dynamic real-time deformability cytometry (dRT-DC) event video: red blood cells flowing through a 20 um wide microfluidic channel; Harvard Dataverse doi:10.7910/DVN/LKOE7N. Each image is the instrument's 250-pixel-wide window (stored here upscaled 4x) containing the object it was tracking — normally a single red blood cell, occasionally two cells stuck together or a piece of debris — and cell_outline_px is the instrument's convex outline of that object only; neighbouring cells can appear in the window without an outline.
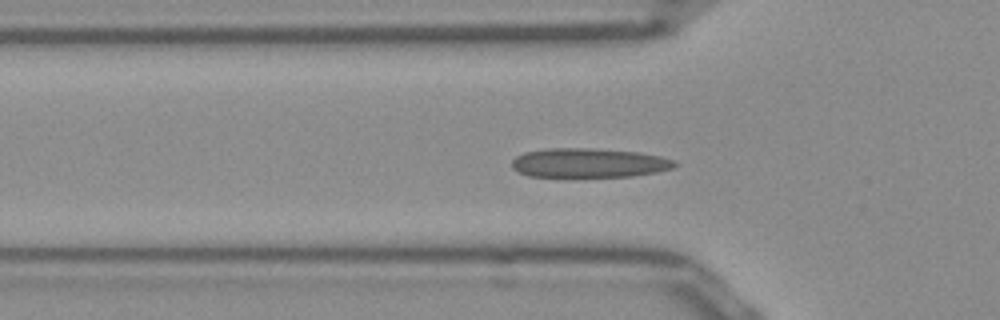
{"species": "Egyptian fruit bat (a non-hibernating species)", "species_latin": "Rousettus aegyptiacus", "temperature_condition": "room temperature", "stored_images_in_passage": 41, "camera_frame_rate_fps": 3000, "um_per_image_px": 0.085, "frame": {"image": 1, "passage_image": 5, "time_ms": 1.333, "image_size_px": [1000, 320], "cell_outline_px": [[680, 164], [676, 168], [656, 172], [632, 176], [528, 176], [512, 168], [512, 160], [516, 156], [524, 152], [548, 148], [588, 148], [640, 152], [660, 156], [676, 160]], "centroid_in_image_um": [50.11, 13.83], "position_along_channel_um": 75.7, "area_um2": 27.86}}
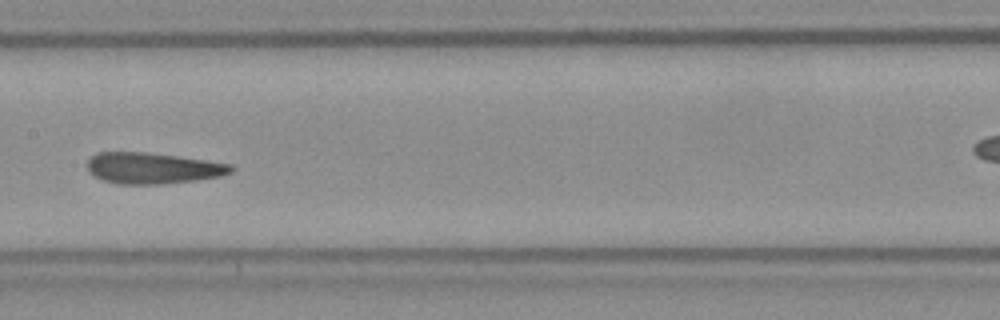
{"frame": {"image": 2, "passage_image": 14, "time_ms": 4.333, "image_size_px": [1000, 320], "cell_outline_px": [[236, 168], [232, 172], [220, 176], [196, 180], [160, 184], [116, 184], [100, 180], [92, 176], [88, 172], [88, 160], [96, 152], [144, 152], [180, 156], [232, 164]], "centroid_in_image_um": [12.96, 14.29], "position_along_channel_um": 194.4, "area_um2": 26.36}}
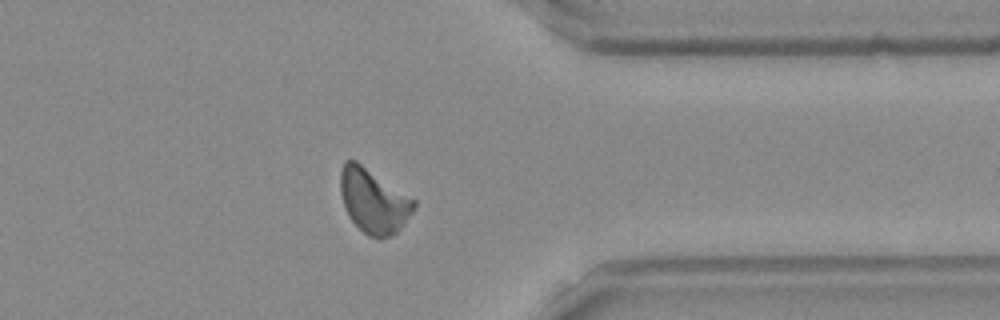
{"frame": {"image": 3, "passage_image": 29, "time_ms": 9.333, "image_size_px": [1000, 320], "cell_outline_px": [[416, 204], [412, 212], [404, 224], [392, 236], [380, 240], [368, 236], [348, 216], [340, 192], [340, 172], [344, 160], [356, 160], [416, 200]], "centroid_in_image_um": [31.75, 17.08], "position_along_channel_um": 379.7, "area_um2": 27.57}, "authors_computed_cell_mechanics": {"area_um2": 26.1834, "velocity_mm_per_s": 3.9283, "shape_relaxation_time_tau1_ms": null, "shape_relaxation_time_tau2_ms": 3.9884, "deformation_change_tau1": null, "deformation_change_tau2": 0.1217}}